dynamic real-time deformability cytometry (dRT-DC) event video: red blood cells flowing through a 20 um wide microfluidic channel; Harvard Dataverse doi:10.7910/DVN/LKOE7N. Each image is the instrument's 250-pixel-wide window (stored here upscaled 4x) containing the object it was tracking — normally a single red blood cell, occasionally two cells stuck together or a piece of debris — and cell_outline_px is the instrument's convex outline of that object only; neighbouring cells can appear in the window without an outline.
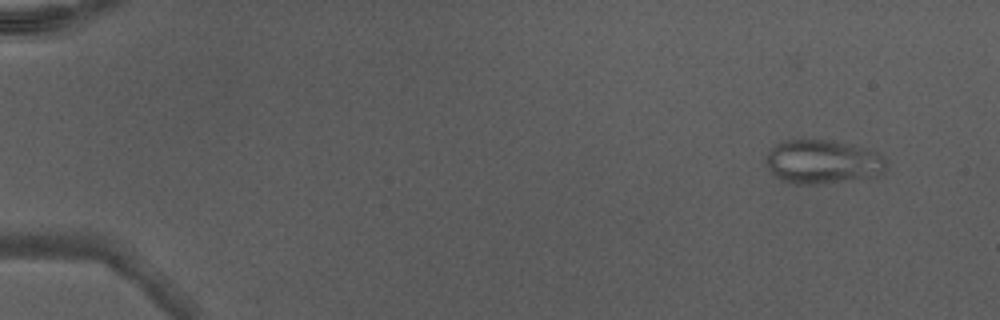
{"species": "Egyptian fruit bat (a non-hibernating species)", "species_latin": "Rousettus aegyptiacus", "temperature_condition": "warm", "stored_images_in_passage": 48, "camera_frame_rate_fps": 3000, "um_per_image_px": 0.085, "animal": {"sex": "male"}, "frame": {"image": 1, "passage_image": 2, "time_ms": 0.333, "image_size_px": [1000, 320], "cell_outline_px": [[888, 168], [880, 176], [816, 184], [788, 184], [780, 180], [764, 164], [764, 156], [776, 144], [784, 140], [828, 140], [852, 144], [876, 152], [884, 160]], "centroid_in_image_um": [69.89, 13.76], "position_along_channel_um": 15.1, "area_um2": 31.04}}
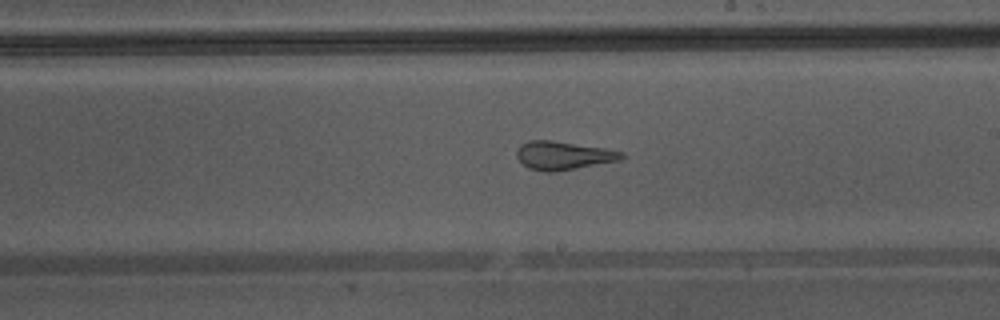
{"frame": {"image": 2, "passage_image": 28, "time_ms": 9.0, "image_size_px": [1000, 320], "cell_outline_px": [[628, 156], [620, 160], [556, 172], [544, 172], [528, 168], [516, 156], [516, 152], [520, 144], [528, 140], [552, 140], [604, 148], [624, 152]], "centroid_in_image_um": [47.89, 13.22], "position_along_channel_um": 241.1, "area_um2": 17.51}}
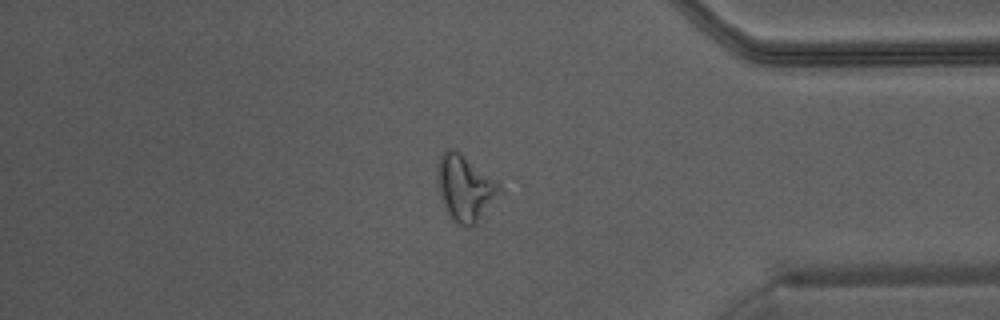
{"frame": {"image": 3, "passage_image": 40, "time_ms": 13.0, "image_size_px": [1000, 320], "cell_outline_px": [[500, 188], [496, 196], [472, 228], [468, 228], [456, 224], [452, 220], [440, 196], [436, 184], [436, 164], [440, 152], [448, 148], [452, 148], [460, 152], [496, 184]], "centroid_in_image_um": [39.39, 15.97], "position_along_channel_um": 395.8, "area_um2": 23.18}, "authors_computed_cell_mechanics": {"area_um2": 22.9466, "velocity_mm_per_s": 4.3516, "shape_relaxation_time_tau1_ms": null, "shape_relaxation_time_tau2_ms": 0.8525, "deformation_change_tau1": null, "deformation_change_tau2": 0.1014}}